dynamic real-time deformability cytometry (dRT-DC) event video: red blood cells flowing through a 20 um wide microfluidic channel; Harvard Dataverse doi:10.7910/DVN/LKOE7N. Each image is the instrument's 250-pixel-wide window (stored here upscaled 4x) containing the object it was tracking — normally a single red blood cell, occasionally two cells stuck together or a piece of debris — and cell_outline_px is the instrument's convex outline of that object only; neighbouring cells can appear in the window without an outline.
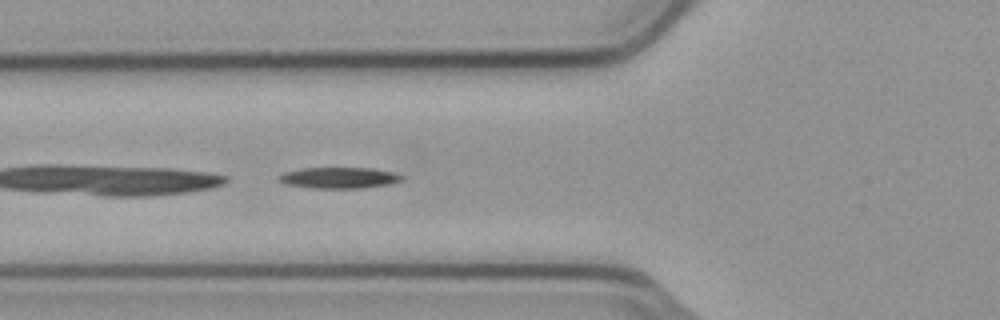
{"species": "common noctule bat (a hibernating species)", "species_latin": "Nyctalus noctula", "temperature_condition": "cold", "stored_images_in_passage": 4, "camera_frame_rate_fps": 3000, "um_per_image_px": 0.085, "animal": {"sex": "male", "body_mass_g": 23.1, "forearm_length_mm": 52.7}, "frame": {"image": 1, "passage_image": 4, "time_ms": 1.0, "image_size_px": [1000, 320], "cell_outline_px": [[404, 180], [392, 184], [360, 188], [312, 188], [284, 184], [276, 180], [276, 176], [284, 172], [300, 168], [372, 168], [396, 172], [404, 176]], "centroid_in_image_um": [28.82, 15.11], "position_along_channel_um": 97.0, "area_um2": 15.49}}